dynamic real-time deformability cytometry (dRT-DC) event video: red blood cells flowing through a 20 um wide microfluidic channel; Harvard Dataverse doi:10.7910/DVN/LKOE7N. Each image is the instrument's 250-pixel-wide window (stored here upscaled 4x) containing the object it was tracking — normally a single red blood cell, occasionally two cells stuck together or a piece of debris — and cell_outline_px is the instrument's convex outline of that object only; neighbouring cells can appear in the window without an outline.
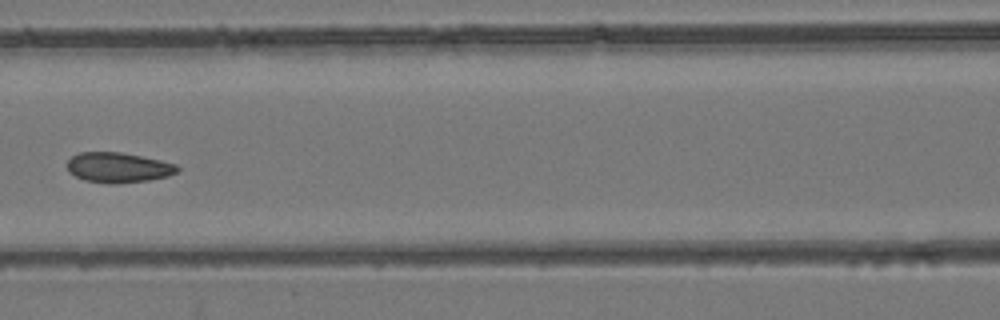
{"species": "common noctule bat (a hibernating species)", "species_latin": "Nyctalus noctula", "temperature_condition": "room temperature", "stored_images_in_passage": 7, "camera_frame_rate_fps": 3000, "um_per_image_px": 0.085, "animal": {"sex": "female", "body_mass_g": 24.6, "forearm_length_mm": 56.2}, "frame": {"image": 1, "passage_image": 7, "time_ms": 8.0, "image_size_px": [1000, 320], "cell_outline_px": [[180, 172], [168, 176], [148, 180], [116, 184], [108, 184], [84, 180], [68, 172], [64, 164], [72, 156], [80, 152], [120, 152], [160, 160], [176, 164], [180, 168]], "centroid_in_image_um": [10.03, 14.24], "position_along_channel_um": 156.6, "area_um2": 19.59}}